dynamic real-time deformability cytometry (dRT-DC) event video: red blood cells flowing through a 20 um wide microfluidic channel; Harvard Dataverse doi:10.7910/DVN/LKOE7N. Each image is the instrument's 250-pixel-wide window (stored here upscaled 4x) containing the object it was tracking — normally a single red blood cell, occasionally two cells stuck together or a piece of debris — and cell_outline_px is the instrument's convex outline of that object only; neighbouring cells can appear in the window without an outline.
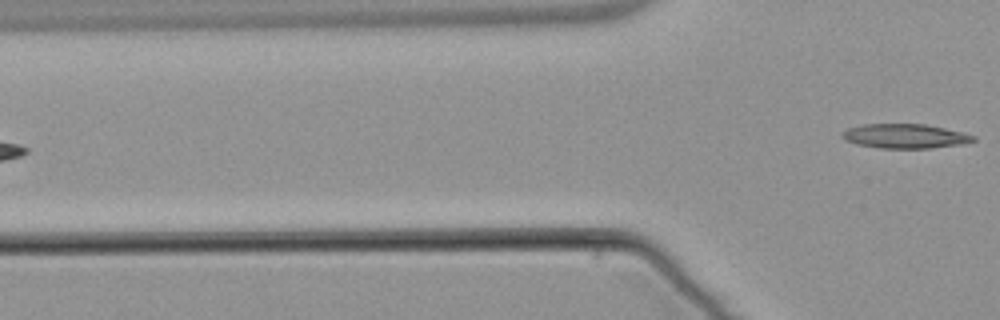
{"species": "common noctule bat (a hibernating species)", "species_latin": "Nyctalus noctula", "temperature_condition": "warm", "stored_images_in_passage": 5, "camera_frame_rate_fps": 3000, "um_per_image_px": 0.085, "animal": {"sex": "male", "body_mass_g": 21.5, "forearm_length_mm": 52.0}, "frame": {"image": 1, "passage_image": 5, "time_ms": 4.667, "image_size_px": [1000, 320], "cell_outline_px": [[976, 140], [964, 144], [932, 148], [880, 148], [856, 144], [844, 140], [840, 136], [840, 132], [848, 128], [860, 124], [924, 124], [964, 132], [976, 136]], "centroid_in_image_um": [76.91, 11.57], "position_along_channel_um": 48.9, "area_um2": 18.9}}